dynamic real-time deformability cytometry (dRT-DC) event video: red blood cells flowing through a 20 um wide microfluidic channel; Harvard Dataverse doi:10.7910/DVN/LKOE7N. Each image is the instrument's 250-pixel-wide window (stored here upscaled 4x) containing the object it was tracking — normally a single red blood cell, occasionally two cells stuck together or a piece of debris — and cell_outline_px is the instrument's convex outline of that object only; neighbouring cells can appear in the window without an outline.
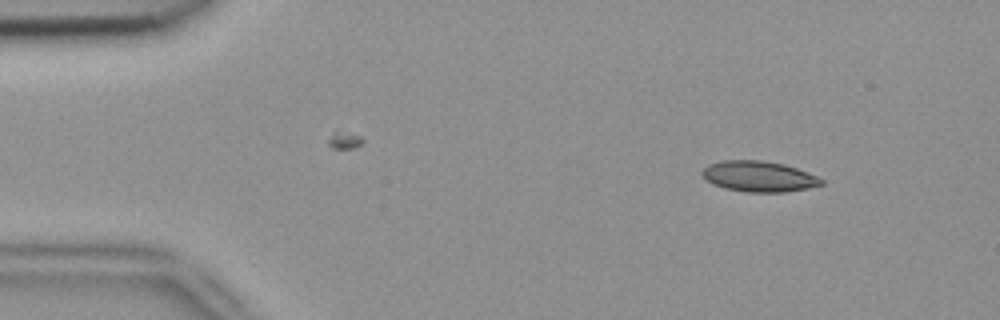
{"species": "common noctule bat (a hibernating species)", "species_latin": "Nyctalus noctula", "temperature_condition": "room temperature", "stored_images_in_passage": 7, "camera_frame_rate_fps": 3000, "um_per_image_px": 0.085, "animal": {"sex": "female", "body_mass_g": 18.4}, "frame": {"image": 1, "passage_image": 1, "time_ms": 0.0, "image_size_px": [1000, 320], "cell_outline_px": [[824, 184], [808, 188], [784, 192], [748, 192], [724, 188], [712, 184], [704, 180], [700, 172], [708, 164], [724, 160], [760, 160], [784, 164], [796, 168], [816, 176], [824, 180]], "centroid_in_image_um": [64.46, 15.0], "position_along_channel_um": 20.5, "area_um2": 21.39}}
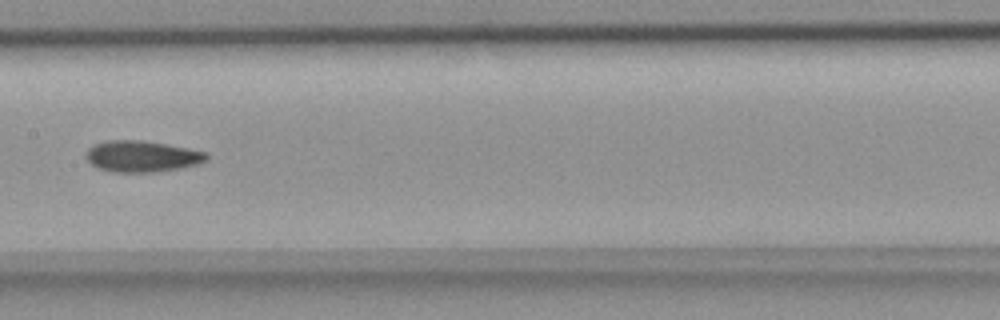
{"frame": {"image": 2, "passage_image": 6, "time_ms": 1.667, "image_size_px": [1000, 320], "cell_outline_px": [[208, 160], [196, 164], [180, 168], [152, 172], [112, 172], [96, 168], [84, 156], [84, 152], [92, 144], [108, 140], [140, 140], [188, 148], [208, 152]], "centroid_in_image_um": [12.02, 13.28], "position_along_channel_um": 195.4, "area_um2": 22.08}}
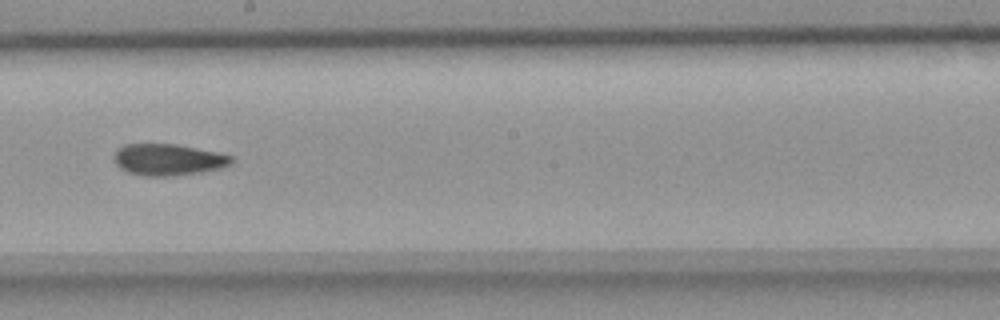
{"frame": {"image": 3, "passage_image": 7, "time_ms": 2.0, "image_size_px": [1000, 320], "cell_outline_px": [[232, 164], [220, 168], [204, 172], [172, 176], [144, 176], [128, 172], [120, 168], [116, 164], [112, 156], [116, 148], [124, 144], [176, 144], [220, 152], [232, 156]], "centroid_in_image_um": [14.28, 13.57], "position_along_channel_um": 233.9, "area_um2": 21.91}}